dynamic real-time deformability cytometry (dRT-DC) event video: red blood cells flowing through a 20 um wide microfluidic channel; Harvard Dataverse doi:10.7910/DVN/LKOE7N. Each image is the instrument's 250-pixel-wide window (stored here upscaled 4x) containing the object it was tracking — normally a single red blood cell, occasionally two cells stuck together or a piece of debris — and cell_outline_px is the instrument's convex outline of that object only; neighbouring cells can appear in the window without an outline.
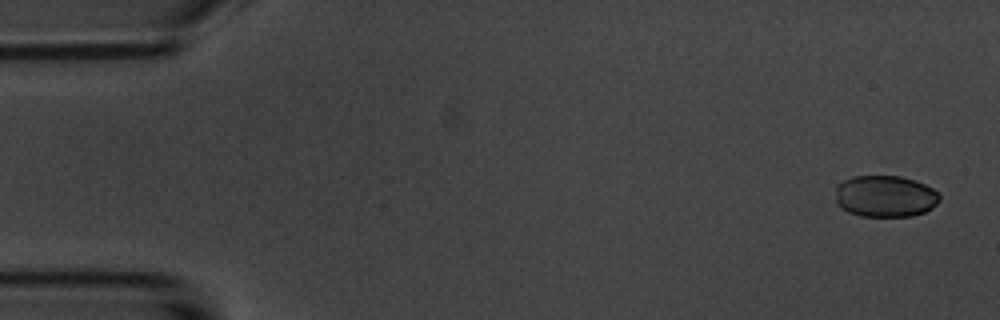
{"species": "common noctule bat (a hibernating species)", "species_latin": "Nyctalus noctula", "temperature_condition": "room temperature", "stored_images_in_passage": 5, "camera_frame_rate_fps": 3000, "um_per_image_px": 0.085, "animal": {"sex": "male", "body_mass_g": 20.1, "forearm_length_mm": 53.5}, "frame": {"image": 1, "passage_image": 1, "time_ms": 0.0, "image_size_px": [1000, 320], "cell_outline_px": [[940, 200], [932, 208], [924, 212], [912, 216], [860, 216], [848, 212], [840, 208], [836, 204], [836, 184], [852, 176], [900, 176], [924, 184], [932, 188], [940, 196]], "centroid_in_image_um": [75.2, 16.69], "position_along_channel_um": 9.8, "area_um2": 25.37}}
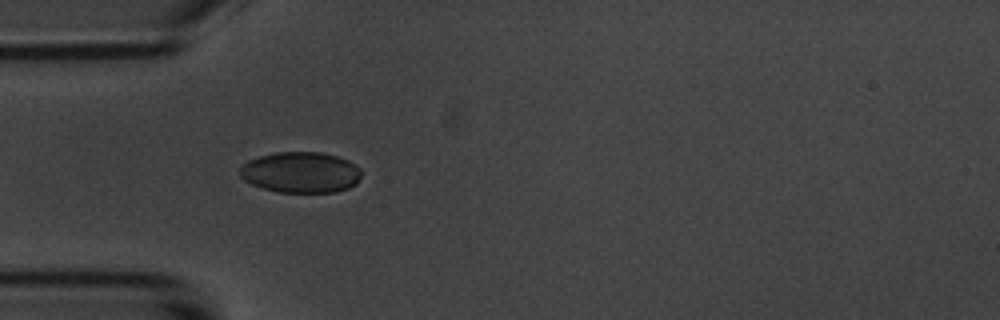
{"frame": {"image": 2, "passage_image": 5, "time_ms": 4.667, "image_size_px": [1000, 320], "cell_outline_px": [[360, 176], [356, 184], [348, 188], [336, 192], [280, 192], [264, 188], [252, 184], [244, 180], [240, 176], [240, 164], [256, 156], [276, 152], [324, 152], [348, 160], [356, 164], [360, 168]], "centroid_in_image_um": [25.55, 14.63], "position_along_channel_um": 59.5, "area_um2": 29.19}}